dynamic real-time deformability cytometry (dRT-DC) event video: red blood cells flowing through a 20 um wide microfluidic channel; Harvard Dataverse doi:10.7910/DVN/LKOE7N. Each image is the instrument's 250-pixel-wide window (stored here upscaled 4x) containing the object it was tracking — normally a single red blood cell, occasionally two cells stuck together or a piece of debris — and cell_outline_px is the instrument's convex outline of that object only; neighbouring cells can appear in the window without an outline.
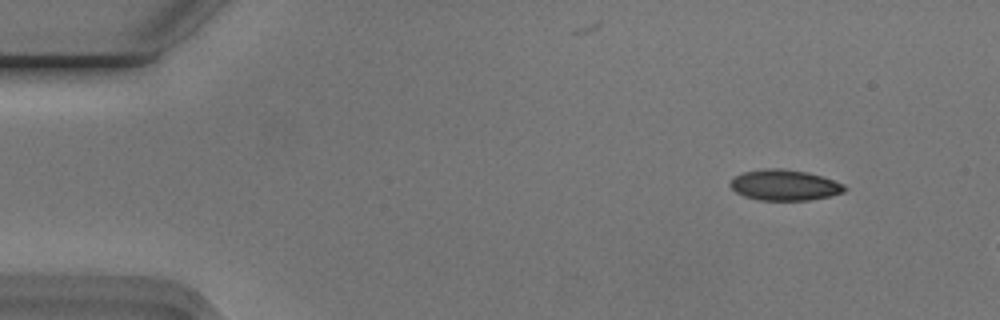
{"species": "Egyptian fruit bat (a non-hibernating species)", "species_latin": "Rousettus aegyptiacus", "temperature_condition": "cold", "stored_images_in_passage": 3, "camera_frame_rate_fps": 3000, "um_per_image_px": 0.085, "animal": {"sex": "male"}, "frame": {"image": 1, "passage_image": 1, "time_ms": 0.0, "image_size_px": [1000, 320], "cell_outline_px": [[848, 188], [844, 192], [828, 196], [808, 200], [760, 200], [744, 196], [736, 192], [728, 184], [736, 176], [744, 172], [764, 168], [780, 168], [808, 172], [844, 184]], "centroid_in_image_um": [66.68, 15.73], "position_along_channel_um": 18.3, "area_um2": 20.35}}